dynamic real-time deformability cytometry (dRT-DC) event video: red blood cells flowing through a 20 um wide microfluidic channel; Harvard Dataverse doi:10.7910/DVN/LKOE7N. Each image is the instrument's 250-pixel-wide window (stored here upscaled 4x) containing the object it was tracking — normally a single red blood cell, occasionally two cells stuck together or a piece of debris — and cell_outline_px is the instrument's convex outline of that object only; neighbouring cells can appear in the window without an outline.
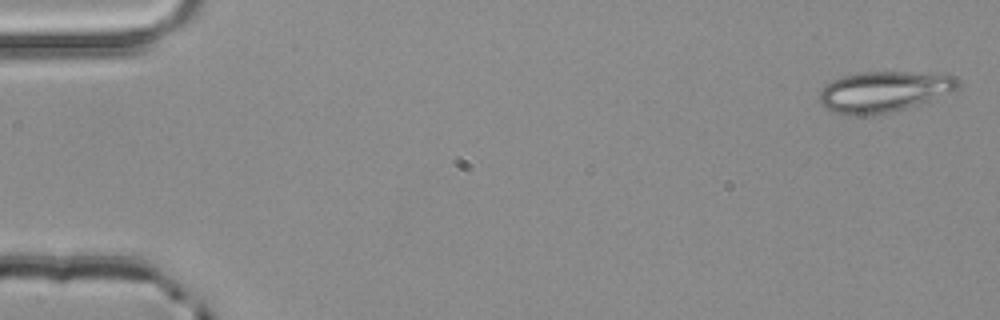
{"species": "common noctule bat (a hibernating species)", "species_latin": "Nyctalus noctula", "temperature_condition": "room temperature", "stored_images_in_passage": 3, "camera_frame_rate_fps": 3000, "um_per_image_px": 0.085, "animal": {"sex": "male", "body_mass_g": 20.4}, "frame": {"image": 1, "passage_image": 1, "time_ms": 0.0, "image_size_px": [1000, 320], "cell_outline_px": [[960, 88], [952, 92], [904, 108], [888, 112], [852, 116], [832, 112], [824, 108], [820, 104], [820, 92], [824, 84], [840, 76], [864, 72], [932, 72], [956, 76], [960, 84]], "centroid_in_image_um": [75.11, 7.76], "position_along_channel_um": 9.9, "area_um2": 33.0}}